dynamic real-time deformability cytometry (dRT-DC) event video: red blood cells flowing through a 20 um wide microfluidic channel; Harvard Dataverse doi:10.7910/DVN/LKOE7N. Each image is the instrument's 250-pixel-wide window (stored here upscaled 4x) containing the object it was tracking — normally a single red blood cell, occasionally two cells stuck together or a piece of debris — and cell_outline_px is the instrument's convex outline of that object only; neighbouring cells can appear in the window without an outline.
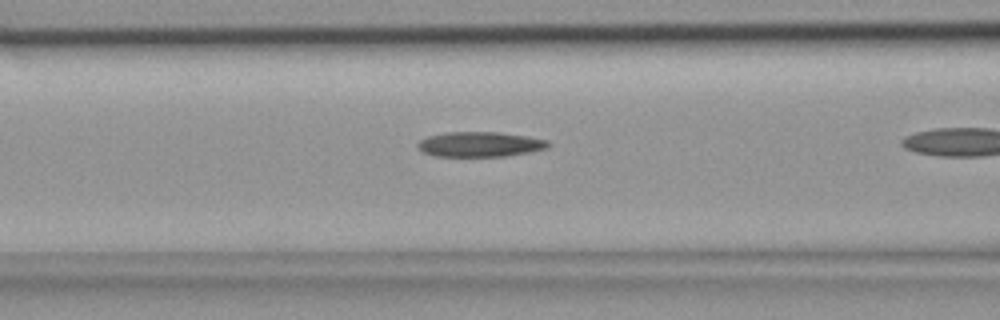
{"species": "common noctule bat (a hibernating species)", "species_latin": "Nyctalus noctula", "temperature_condition": "room temperature", "stored_images_in_passage": 23, "camera_frame_rate_fps": 3000, "um_per_image_px": 0.085, "animal": {"sex": "female", "body_mass_g": 18.4}, "frame": {"image": 1, "passage_image": 7, "time_ms": 2.0, "image_size_px": [1000, 320], "cell_outline_px": [[552, 144], [548, 148], [508, 156], [432, 156], [424, 152], [416, 144], [420, 140], [428, 136], [448, 132], [500, 132], [548, 140]], "centroid_in_image_um": [40.81, 12.26], "position_along_channel_um": 125.8, "area_um2": 18.96}}
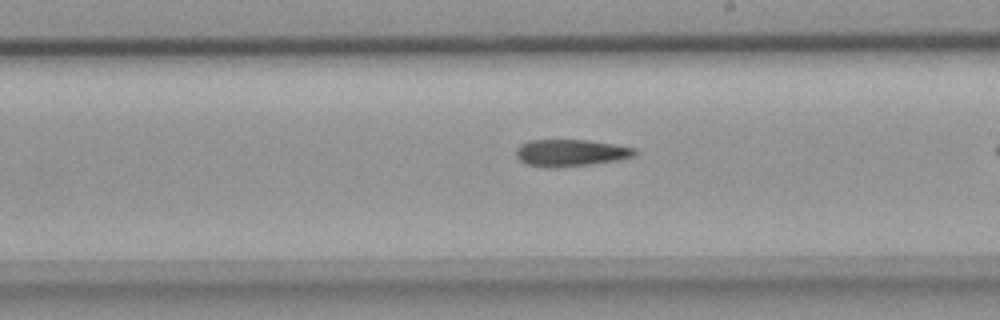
{"frame": {"image": 2, "passage_image": 14, "time_ms": 4.333, "image_size_px": [1000, 320], "cell_outline_px": [[636, 152], [632, 156], [612, 160], [588, 164], [548, 168], [524, 164], [516, 156], [516, 148], [520, 144], [528, 140], [588, 140], [636, 148]], "centroid_in_image_um": [48.4, 12.98], "position_along_channel_um": 240.6, "area_um2": 18.32}}
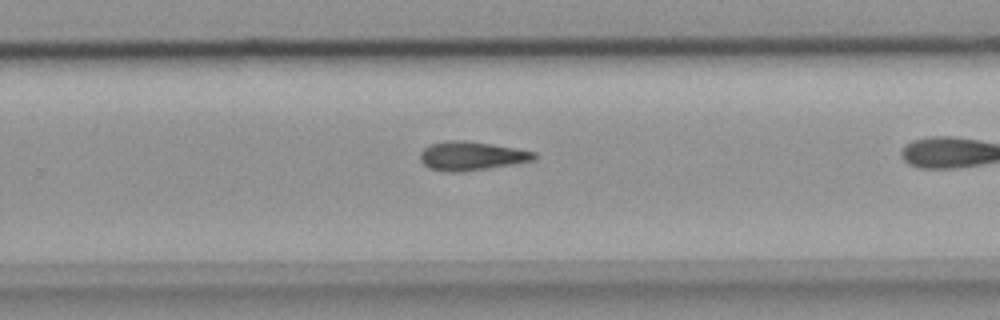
{"frame": {"image": 3, "passage_image": 17, "time_ms": 5.333, "image_size_px": [1000, 320], "cell_outline_px": [[540, 156], [536, 160], [488, 168], [460, 172], [448, 172], [428, 168], [420, 160], [420, 152], [424, 148], [432, 144], [444, 140], [464, 140], [492, 144], [516, 148], [536, 152]], "centroid_in_image_um": [40.1, 13.25], "position_along_channel_um": 289.7, "area_um2": 19.31}}